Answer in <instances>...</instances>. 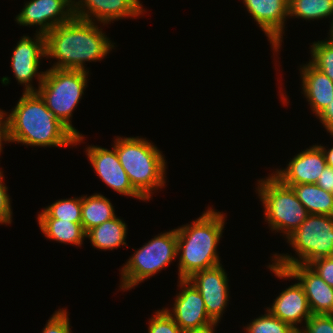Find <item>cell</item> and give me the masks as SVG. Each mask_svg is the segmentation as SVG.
Masks as SVG:
<instances>
[{
	"mask_svg": "<svg viewBox=\"0 0 333 333\" xmlns=\"http://www.w3.org/2000/svg\"><path fill=\"white\" fill-rule=\"evenodd\" d=\"M177 231L158 234L136 250L121 269L122 290L132 289L157 274L177 258Z\"/></svg>",
	"mask_w": 333,
	"mask_h": 333,
	"instance_id": "cell-8",
	"label": "cell"
},
{
	"mask_svg": "<svg viewBox=\"0 0 333 333\" xmlns=\"http://www.w3.org/2000/svg\"><path fill=\"white\" fill-rule=\"evenodd\" d=\"M9 117L10 142L29 146L76 145V135L47 108L37 92H24Z\"/></svg>",
	"mask_w": 333,
	"mask_h": 333,
	"instance_id": "cell-2",
	"label": "cell"
},
{
	"mask_svg": "<svg viewBox=\"0 0 333 333\" xmlns=\"http://www.w3.org/2000/svg\"><path fill=\"white\" fill-rule=\"evenodd\" d=\"M327 165L323 150L313 145L290 160L287 168L273 174L285 185L315 184Z\"/></svg>",
	"mask_w": 333,
	"mask_h": 333,
	"instance_id": "cell-17",
	"label": "cell"
},
{
	"mask_svg": "<svg viewBox=\"0 0 333 333\" xmlns=\"http://www.w3.org/2000/svg\"><path fill=\"white\" fill-rule=\"evenodd\" d=\"M221 265L197 271L188 278L200 292L207 314L215 324L221 319L229 301L227 274Z\"/></svg>",
	"mask_w": 333,
	"mask_h": 333,
	"instance_id": "cell-11",
	"label": "cell"
},
{
	"mask_svg": "<svg viewBox=\"0 0 333 333\" xmlns=\"http://www.w3.org/2000/svg\"><path fill=\"white\" fill-rule=\"evenodd\" d=\"M112 150L100 146H88L86 149L88 160L103 182L114 191L146 201L132 186L128 175L120 164L116 149Z\"/></svg>",
	"mask_w": 333,
	"mask_h": 333,
	"instance_id": "cell-14",
	"label": "cell"
},
{
	"mask_svg": "<svg viewBox=\"0 0 333 333\" xmlns=\"http://www.w3.org/2000/svg\"><path fill=\"white\" fill-rule=\"evenodd\" d=\"M87 74L82 70L50 68L45 71L43 82L36 89L53 115L77 136L76 144L84 137L73 127L70 119L84 94Z\"/></svg>",
	"mask_w": 333,
	"mask_h": 333,
	"instance_id": "cell-5",
	"label": "cell"
},
{
	"mask_svg": "<svg viewBox=\"0 0 333 333\" xmlns=\"http://www.w3.org/2000/svg\"><path fill=\"white\" fill-rule=\"evenodd\" d=\"M39 227L48 238L60 243L81 246L86 238L82 223H73L61 219H38Z\"/></svg>",
	"mask_w": 333,
	"mask_h": 333,
	"instance_id": "cell-23",
	"label": "cell"
},
{
	"mask_svg": "<svg viewBox=\"0 0 333 333\" xmlns=\"http://www.w3.org/2000/svg\"><path fill=\"white\" fill-rule=\"evenodd\" d=\"M114 206L110 200L101 195L81 197V223L83 230L87 233L90 229L99 226L116 216Z\"/></svg>",
	"mask_w": 333,
	"mask_h": 333,
	"instance_id": "cell-21",
	"label": "cell"
},
{
	"mask_svg": "<svg viewBox=\"0 0 333 333\" xmlns=\"http://www.w3.org/2000/svg\"><path fill=\"white\" fill-rule=\"evenodd\" d=\"M148 333H182V330L163 308L151 317Z\"/></svg>",
	"mask_w": 333,
	"mask_h": 333,
	"instance_id": "cell-28",
	"label": "cell"
},
{
	"mask_svg": "<svg viewBox=\"0 0 333 333\" xmlns=\"http://www.w3.org/2000/svg\"><path fill=\"white\" fill-rule=\"evenodd\" d=\"M114 147L133 188L149 200L165 184L166 162L161 151L146 138L119 137Z\"/></svg>",
	"mask_w": 333,
	"mask_h": 333,
	"instance_id": "cell-4",
	"label": "cell"
},
{
	"mask_svg": "<svg viewBox=\"0 0 333 333\" xmlns=\"http://www.w3.org/2000/svg\"><path fill=\"white\" fill-rule=\"evenodd\" d=\"M6 112L0 110V153L2 151V141L10 143L9 117ZM7 116V117H5Z\"/></svg>",
	"mask_w": 333,
	"mask_h": 333,
	"instance_id": "cell-35",
	"label": "cell"
},
{
	"mask_svg": "<svg viewBox=\"0 0 333 333\" xmlns=\"http://www.w3.org/2000/svg\"><path fill=\"white\" fill-rule=\"evenodd\" d=\"M309 62L333 81V45L326 40L314 42Z\"/></svg>",
	"mask_w": 333,
	"mask_h": 333,
	"instance_id": "cell-27",
	"label": "cell"
},
{
	"mask_svg": "<svg viewBox=\"0 0 333 333\" xmlns=\"http://www.w3.org/2000/svg\"><path fill=\"white\" fill-rule=\"evenodd\" d=\"M3 174L0 169V224H11L12 221V209L9 195L5 184H3Z\"/></svg>",
	"mask_w": 333,
	"mask_h": 333,
	"instance_id": "cell-32",
	"label": "cell"
},
{
	"mask_svg": "<svg viewBox=\"0 0 333 333\" xmlns=\"http://www.w3.org/2000/svg\"><path fill=\"white\" fill-rule=\"evenodd\" d=\"M330 135H331V137L333 136V134H330ZM318 146L323 150L327 165L330 166L331 168H333V147L328 149V151H327L324 146H321V144Z\"/></svg>",
	"mask_w": 333,
	"mask_h": 333,
	"instance_id": "cell-36",
	"label": "cell"
},
{
	"mask_svg": "<svg viewBox=\"0 0 333 333\" xmlns=\"http://www.w3.org/2000/svg\"><path fill=\"white\" fill-rule=\"evenodd\" d=\"M70 320L66 309L55 311L52 317L45 324L42 333H71Z\"/></svg>",
	"mask_w": 333,
	"mask_h": 333,
	"instance_id": "cell-30",
	"label": "cell"
},
{
	"mask_svg": "<svg viewBox=\"0 0 333 333\" xmlns=\"http://www.w3.org/2000/svg\"><path fill=\"white\" fill-rule=\"evenodd\" d=\"M268 268L280 279L295 278L300 281L312 314H333V287L308 265L296 264L283 269L272 263Z\"/></svg>",
	"mask_w": 333,
	"mask_h": 333,
	"instance_id": "cell-9",
	"label": "cell"
},
{
	"mask_svg": "<svg viewBox=\"0 0 333 333\" xmlns=\"http://www.w3.org/2000/svg\"><path fill=\"white\" fill-rule=\"evenodd\" d=\"M295 192L308 214L333 216V194L316 184L287 185Z\"/></svg>",
	"mask_w": 333,
	"mask_h": 333,
	"instance_id": "cell-22",
	"label": "cell"
},
{
	"mask_svg": "<svg viewBox=\"0 0 333 333\" xmlns=\"http://www.w3.org/2000/svg\"><path fill=\"white\" fill-rule=\"evenodd\" d=\"M258 194L264 206L265 221L271 230L281 231L286 238L306 220L309 215L290 186L283 184L273 173L258 182Z\"/></svg>",
	"mask_w": 333,
	"mask_h": 333,
	"instance_id": "cell-7",
	"label": "cell"
},
{
	"mask_svg": "<svg viewBox=\"0 0 333 333\" xmlns=\"http://www.w3.org/2000/svg\"><path fill=\"white\" fill-rule=\"evenodd\" d=\"M72 9L74 17L86 21L96 18L103 25L121 18H135L144 11L137 0H72Z\"/></svg>",
	"mask_w": 333,
	"mask_h": 333,
	"instance_id": "cell-16",
	"label": "cell"
},
{
	"mask_svg": "<svg viewBox=\"0 0 333 333\" xmlns=\"http://www.w3.org/2000/svg\"><path fill=\"white\" fill-rule=\"evenodd\" d=\"M308 266L329 286L333 287V257H322L310 262Z\"/></svg>",
	"mask_w": 333,
	"mask_h": 333,
	"instance_id": "cell-31",
	"label": "cell"
},
{
	"mask_svg": "<svg viewBox=\"0 0 333 333\" xmlns=\"http://www.w3.org/2000/svg\"><path fill=\"white\" fill-rule=\"evenodd\" d=\"M289 0H243V3L259 27L278 52L284 34L285 19L289 18Z\"/></svg>",
	"mask_w": 333,
	"mask_h": 333,
	"instance_id": "cell-15",
	"label": "cell"
},
{
	"mask_svg": "<svg viewBox=\"0 0 333 333\" xmlns=\"http://www.w3.org/2000/svg\"><path fill=\"white\" fill-rule=\"evenodd\" d=\"M298 333H333V314H312Z\"/></svg>",
	"mask_w": 333,
	"mask_h": 333,
	"instance_id": "cell-29",
	"label": "cell"
},
{
	"mask_svg": "<svg viewBox=\"0 0 333 333\" xmlns=\"http://www.w3.org/2000/svg\"><path fill=\"white\" fill-rule=\"evenodd\" d=\"M289 16L305 20L333 17V0H289Z\"/></svg>",
	"mask_w": 333,
	"mask_h": 333,
	"instance_id": "cell-24",
	"label": "cell"
},
{
	"mask_svg": "<svg viewBox=\"0 0 333 333\" xmlns=\"http://www.w3.org/2000/svg\"><path fill=\"white\" fill-rule=\"evenodd\" d=\"M287 239L300 259L276 253L272 261L279 268L286 269L296 264L308 265L318 258L333 257V216L309 214Z\"/></svg>",
	"mask_w": 333,
	"mask_h": 333,
	"instance_id": "cell-6",
	"label": "cell"
},
{
	"mask_svg": "<svg viewBox=\"0 0 333 333\" xmlns=\"http://www.w3.org/2000/svg\"><path fill=\"white\" fill-rule=\"evenodd\" d=\"M315 184L333 194V168L326 165Z\"/></svg>",
	"mask_w": 333,
	"mask_h": 333,
	"instance_id": "cell-33",
	"label": "cell"
},
{
	"mask_svg": "<svg viewBox=\"0 0 333 333\" xmlns=\"http://www.w3.org/2000/svg\"><path fill=\"white\" fill-rule=\"evenodd\" d=\"M126 233V223L115 216L90 229L86 233V237L90 239L92 246L99 250H113L120 247V245H126Z\"/></svg>",
	"mask_w": 333,
	"mask_h": 333,
	"instance_id": "cell-20",
	"label": "cell"
},
{
	"mask_svg": "<svg viewBox=\"0 0 333 333\" xmlns=\"http://www.w3.org/2000/svg\"><path fill=\"white\" fill-rule=\"evenodd\" d=\"M73 17L72 0H30L15 21L23 26L39 25V32L46 34Z\"/></svg>",
	"mask_w": 333,
	"mask_h": 333,
	"instance_id": "cell-13",
	"label": "cell"
},
{
	"mask_svg": "<svg viewBox=\"0 0 333 333\" xmlns=\"http://www.w3.org/2000/svg\"><path fill=\"white\" fill-rule=\"evenodd\" d=\"M178 286L182 291L175 297L173 310H165L181 330L217 326L209 318L204 300L194 285L188 279H180Z\"/></svg>",
	"mask_w": 333,
	"mask_h": 333,
	"instance_id": "cell-12",
	"label": "cell"
},
{
	"mask_svg": "<svg viewBox=\"0 0 333 333\" xmlns=\"http://www.w3.org/2000/svg\"><path fill=\"white\" fill-rule=\"evenodd\" d=\"M95 24V21L73 17L47 32L46 58L58 60L51 68L87 71L84 62H96L106 57L115 43Z\"/></svg>",
	"mask_w": 333,
	"mask_h": 333,
	"instance_id": "cell-1",
	"label": "cell"
},
{
	"mask_svg": "<svg viewBox=\"0 0 333 333\" xmlns=\"http://www.w3.org/2000/svg\"><path fill=\"white\" fill-rule=\"evenodd\" d=\"M37 219H61L81 223V197L57 200L44 208Z\"/></svg>",
	"mask_w": 333,
	"mask_h": 333,
	"instance_id": "cell-25",
	"label": "cell"
},
{
	"mask_svg": "<svg viewBox=\"0 0 333 333\" xmlns=\"http://www.w3.org/2000/svg\"><path fill=\"white\" fill-rule=\"evenodd\" d=\"M267 314L254 319L245 330L247 333H298L290 324L275 317L268 309Z\"/></svg>",
	"mask_w": 333,
	"mask_h": 333,
	"instance_id": "cell-26",
	"label": "cell"
},
{
	"mask_svg": "<svg viewBox=\"0 0 333 333\" xmlns=\"http://www.w3.org/2000/svg\"><path fill=\"white\" fill-rule=\"evenodd\" d=\"M215 327H203L199 329H187L183 330L182 333H214Z\"/></svg>",
	"mask_w": 333,
	"mask_h": 333,
	"instance_id": "cell-37",
	"label": "cell"
},
{
	"mask_svg": "<svg viewBox=\"0 0 333 333\" xmlns=\"http://www.w3.org/2000/svg\"><path fill=\"white\" fill-rule=\"evenodd\" d=\"M323 126L326 128L327 132L333 134V99L318 115Z\"/></svg>",
	"mask_w": 333,
	"mask_h": 333,
	"instance_id": "cell-34",
	"label": "cell"
},
{
	"mask_svg": "<svg viewBox=\"0 0 333 333\" xmlns=\"http://www.w3.org/2000/svg\"><path fill=\"white\" fill-rule=\"evenodd\" d=\"M35 37L22 36L11 56L13 74L18 83L25 84L24 92H36L32 79L37 77L40 86L45 74L43 71L38 73L40 58L46 57L45 34L36 31Z\"/></svg>",
	"mask_w": 333,
	"mask_h": 333,
	"instance_id": "cell-10",
	"label": "cell"
},
{
	"mask_svg": "<svg viewBox=\"0 0 333 333\" xmlns=\"http://www.w3.org/2000/svg\"><path fill=\"white\" fill-rule=\"evenodd\" d=\"M225 221L223 213L210 207L195 221L176 229L179 279L221 264L216 250Z\"/></svg>",
	"mask_w": 333,
	"mask_h": 333,
	"instance_id": "cell-3",
	"label": "cell"
},
{
	"mask_svg": "<svg viewBox=\"0 0 333 333\" xmlns=\"http://www.w3.org/2000/svg\"><path fill=\"white\" fill-rule=\"evenodd\" d=\"M300 70L304 96L317 116L333 99V81L310 62Z\"/></svg>",
	"mask_w": 333,
	"mask_h": 333,
	"instance_id": "cell-19",
	"label": "cell"
},
{
	"mask_svg": "<svg viewBox=\"0 0 333 333\" xmlns=\"http://www.w3.org/2000/svg\"><path fill=\"white\" fill-rule=\"evenodd\" d=\"M274 300L271 308L267 309L297 331V324L302 323V320L306 322L312 316L304 289L299 282L286 288Z\"/></svg>",
	"mask_w": 333,
	"mask_h": 333,
	"instance_id": "cell-18",
	"label": "cell"
},
{
	"mask_svg": "<svg viewBox=\"0 0 333 333\" xmlns=\"http://www.w3.org/2000/svg\"><path fill=\"white\" fill-rule=\"evenodd\" d=\"M329 32H330V34H329L330 37H329L328 40L326 39V41H327L328 43H330L331 45H333V17H332L331 28H330Z\"/></svg>",
	"mask_w": 333,
	"mask_h": 333,
	"instance_id": "cell-38",
	"label": "cell"
}]
</instances>
